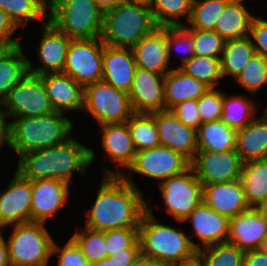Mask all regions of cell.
Returning a JSON list of instances; mask_svg holds the SVG:
<instances>
[{
  "instance_id": "34",
  "label": "cell",
  "mask_w": 267,
  "mask_h": 266,
  "mask_svg": "<svg viewBox=\"0 0 267 266\" xmlns=\"http://www.w3.org/2000/svg\"><path fill=\"white\" fill-rule=\"evenodd\" d=\"M254 54L249 36L225 41L220 58L223 81L230 76L234 80Z\"/></svg>"
},
{
  "instance_id": "62",
  "label": "cell",
  "mask_w": 267,
  "mask_h": 266,
  "mask_svg": "<svg viewBox=\"0 0 267 266\" xmlns=\"http://www.w3.org/2000/svg\"><path fill=\"white\" fill-rule=\"evenodd\" d=\"M9 46L3 42H0V55L8 48Z\"/></svg>"
},
{
  "instance_id": "10",
  "label": "cell",
  "mask_w": 267,
  "mask_h": 266,
  "mask_svg": "<svg viewBox=\"0 0 267 266\" xmlns=\"http://www.w3.org/2000/svg\"><path fill=\"white\" fill-rule=\"evenodd\" d=\"M158 184L165 212L179 223L203 201V186L191 166Z\"/></svg>"
},
{
  "instance_id": "3",
  "label": "cell",
  "mask_w": 267,
  "mask_h": 266,
  "mask_svg": "<svg viewBox=\"0 0 267 266\" xmlns=\"http://www.w3.org/2000/svg\"><path fill=\"white\" fill-rule=\"evenodd\" d=\"M147 202L139 225L141 257L164 266L184 264L197 258L189 234L176 226L162 223ZM160 221V222H159Z\"/></svg>"
},
{
  "instance_id": "56",
  "label": "cell",
  "mask_w": 267,
  "mask_h": 266,
  "mask_svg": "<svg viewBox=\"0 0 267 266\" xmlns=\"http://www.w3.org/2000/svg\"><path fill=\"white\" fill-rule=\"evenodd\" d=\"M154 0H125V2H129L136 5H142L148 8H151Z\"/></svg>"
},
{
  "instance_id": "7",
  "label": "cell",
  "mask_w": 267,
  "mask_h": 266,
  "mask_svg": "<svg viewBox=\"0 0 267 266\" xmlns=\"http://www.w3.org/2000/svg\"><path fill=\"white\" fill-rule=\"evenodd\" d=\"M9 227L12 231L8 236L4 234V238L8 246L10 266L49 265L55 239L46 223L28 222Z\"/></svg>"
},
{
  "instance_id": "42",
  "label": "cell",
  "mask_w": 267,
  "mask_h": 266,
  "mask_svg": "<svg viewBox=\"0 0 267 266\" xmlns=\"http://www.w3.org/2000/svg\"><path fill=\"white\" fill-rule=\"evenodd\" d=\"M167 51L169 62L173 60V53L181 54L180 65L174 68H180L194 55L192 35L184 26H167Z\"/></svg>"
},
{
  "instance_id": "43",
  "label": "cell",
  "mask_w": 267,
  "mask_h": 266,
  "mask_svg": "<svg viewBox=\"0 0 267 266\" xmlns=\"http://www.w3.org/2000/svg\"><path fill=\"white\" fill-rule=\"evenodd\" d=\"M187 30L194 42V55L221 57L225 40L215 30Z\"/></svg>"
},
{
  "instance_id": "28",
  "label": "cell",
  "mask_w": 267,
  "mask_h": 266,
  "mask_svg": "<svg viewBox=\"0 0 267 266\" xmlns=\"http://www.w3.org/2000/svg\"><path fill=\"white\" fill-rule=\"evenodd\" d=\"M248 9L244 0H231L217 18L214 30L225 41L248 36L256 16Z\"/></svg>"
},
{
  "instance_id": "23",
  "label": "cell",
  "mask_w": 267,
  "mask_h": 266,
  "mask_svg": "<svg viewBox=\"0 0 267 266\" xmlns=\"http://www.w3.org/2000/svg\"><path fill=\"white\" fill-rule=\"evenodd\" d=\"M202 200L211 209L229 219L250 209L241 179L203 185Z\"/></svg>"
},
{
  "instance_id": "45",
  "label": "cell",
  "mask_w": 267,
  "mask_h": 266,
  "mask_svg": "<svg viewBox=\"0 0 267 266\" xmlns=\"http://www.w3.org/2000/svg\"><path fill=\"white\" fill-rule=\"evenodd\" d=\"M223 97L224 91L219 88H209L198 99V112L202 123L221 120Z\"/></svg>"
},
{
  "instance_id": "46",
  "label": "cell",
  "mask_w": 267,
  "mask_h": 266,
  "mask_svg": "<svg viewBox=\"0 0 267 266\" xmlns=\"http://www.w3.org/2000/svg\"><path fill=\"white\" fill-rule=\"evenodd\" d=\"M55 254L56 257H58L56 262L57 266H91L71 237L67 239V242H65L63 246L59 245L54 240L51 257H55Z\"/></svg>"
},
{
  "instance_id": "24",
  "label": "cell",
  "mask_w": 267,
  "mask_h": 266,
  "mask_svg": "<svg viewBox=\"0 0 267 266\" xmlns=\"http://www.w3.org/2000/svg\"><path fill=\"white\" fill-rule=\"evenodd\" d=\"M46 93L53 109L68 114L83 110L84 88L64 73L42 75Z\"/></svg>"
},
{
  "instance_id": "57",
  "label": "cell",
  "mask_w": 267,
  "mask_h": 266,
  "mask_svg": "<svg viewBox=\"0 0 267 266\" xmlns=\"http://www.w3.org/2000/svg\"><path fill=\"white\" fill-rule=\"evenodd\" d=\"M91 266H117L109 257L93 263Z\"/></svg>"
},
{
  "instance_id": "63",
  "label": "cell",
  "mask_w": 267,
  "mask_h": 266,
  "mask_svg": "<svg viewBox=\"0 0 267 266\" xmlns=\"http://www.w3.org/2000/svg\"><path fill=\"white\" fill-rule=\"evenodd\" d=\"M261 116L267 121V105L264 106Z\"/></svg>"
},
{
  "instance_id": "35",
  "label": "cell",
  "mask_w": 267,
  "mask_h": 266,
  "mask_svg": "<svg viewBox=\"0 0 267 266\" xmlns=\"http://www.w3.org/2000/svg\"><path fill=\"white\" fill-rule=\"evenodd\" d=\"M192 1L193 0H154L150 9L157 26L186 25L191 16ZM181 19H186V22H182Z\"/></svg>"
},
{
  "instance_id": "40",
  "label": "cell",
  "mask_w": 267,
  "mask_h": 266,
  "mask_svg": "<svg viewBox=\"0 0 267 266\" xmlns=\"http://www.w3.org/2000/svg\"><path fill=\"white\" fill-rule=\"evenodd\" d=\"M71 235V238L91 265L108 257L105 231L93 230L83 226L80 229L76 227V230Z\"/></svg>"
},
{
  "instance_id": "5",
  "label": "cell",
  "mask_w": 267,
  "mask_h": 266,
  "mask_svg": "<svg viewBox=\"0 0 267 266\" xmlns=\"http://www.w3.org/2000/svg\"><path fill=\"white\" fill-rule=\"evenodd\" d=\"M157 27L150 8L124 1L104 12L101 40L106 46L132 49Z\"/></svg>"
},
{
  "instance_id": "50",
  "label": "cell",
  "mask_w": 267,
  "mask_h": 266,
  "mask_svg": "<svg viewBox=\"0 0 267 266\" xmlns=\"http://www.w3.org/2000/svg\"><path fill=\"white\" fill-rule=\"evenodd\" d=\"M141 256L140 248L124 249L108 256L117 266H132Z\"/></svg>"
},
{
  "instance_id": "12",
  "label": "cell",
  "mask_w": 267,
  "mask_h": 266,
  "mask_svg": "<svg viewBox=\"0 0 267 266\" xmlns=\"http://www.w3.org/2000/svg\"><path fill=\"white\" fill-rule=\"evenodd\" d=\"M101 38L71 39L62 73L72 77L83 88L103 79Z\"/></svg>"
},
{
  "instance_id": "32",
  "label": "cell",
  "mask_w": 267,
  "mask_h": 266,
  "mask_svg": "<svg viewBox=\"0 0 267 266\" xmlns=\"http://www.w3.org/2000/svg\"><path fill=\"white\" fill-rule=\"evenodd\" d=\"M0 9L18 29L29 25V21H48V0H0Z\"/></svg>"
},
{
  "instance_id": "22",
  "label": "cell",
  "mask_w": 267,
  "mask_h": 266,
  "mask_svg": "<svg viewBox=\"0 0 267 266\" xmlns=\"http://www.w3.org/2000/svg\"><path fill=\"white\" fill-rule=\"evenodd\" d=\"M132 51L138 68L161 75H166L173 69L168 59L167 26L157 27L151 34L140 39Z\"/></svg>"
},
{
  "instance_id": "51",
  "label": "cell",
  "mask_w": 267,
  "mask_h": 266,
  "mask_svg": "<svg viewBox=\"0 0 267 266\" xmlns=\"http://www.w3.org/2000/svg\"><path fill=\"white\" fill-rule=\"evenodd\" d=\"M244 266H267V253L260 249L246 251Z\"/></svg>"
},
{
  "instance_id": "58",
  "label": "cell",
  "mask_w": 267,
  "mask_h": 266,
  "mask_svg": "<svg viewBox=\"0 0 267 266\" xmlns=\"http://www.w3.org/2000/svg\"><path fill=\"white\" fill-rule=\"evenodd\" d=\"M260 213L267 218V199L257 207Z\"/></svg>"
},
{
  "instance_id": "41",
  "label": "cell",
  "mask_w": 267,
  "mask_h": 266,
  "mask_svg": "<svg viewBox=\"0 0 267 266\" xmlns=\"http://www.w3.org/2000/svg\"><path fill=\"white\" fill-rule=\"evenodd\" d=\"M252 97L267 85V58L254 54L234 79ZM267 88V86H266Z\"/></svg>"
},
{
  "instance_id": "8",
  "label": "cell",
  "mask_w": 267,
  "mask_h": 266,
  "mask_svg": "<svg viewBox=\"0 0 267 266\" xmlns=\"http://www.w3.org/2000/svg\"><path fill=\"white\" fill-rule=\"evenodd\" d=\"M82 112L98 125L123 123L134 114L128 93L103 81L84 87Z\"/></svg>"
},
{
  "instance_id": "36",
  "label": "cell",
  "mask_w": 267,
  "mask_h": 266,
  "mask_svg": "<svg viewBox=\"0 0 267 266\" xmlns=\"http://www.w3.org/2000/svg\"><path fill=\"white\" fill-rule=\"evenodd\" d=\"M220 58L193 55L179 69L209 88H219L223 80Z\"/></svg>"
},
{
  "instance_id": "18",
  "label": "cell",
  "mask_w": 267,
  "mask_h": 266,
  "mask_svg": "<svg viewBox=\"0 0 267 266\" xmlns=\"http://www.w3.org/2000/svg\"><path fill=\"white\" fill-rule=\"evenodd\" d=\"M71 185L57 179H41L32 181L31 222L47 223L51 216H56L69 203ZM71 192V194H70Z\"/></svg>"
},
{
  "instance_id": "29",
  "label": "cell",
  "mask_w": 267,
  "mask_h": 266,
  "mask_svg": "<svg viewBox=\"0 0 267 266\" xmlns=\"http://www.w3.org/2000/svg\"><path fill=\"white\" fill-rule=\"evenodd\" d=\"M28 58L22 44L8 47L0 55V101L29 73Z\"/></svg>"
},
{
  "instance_id": "61",
  "label": "cell",
  "mask_w": 267,
  "mask_h": 266,
  "mask_svg": "<svg viewBox=\"0 0 267 266\" xmlns=\"http://www.w3.org/2000/svg\"><path fill=\"white\" fill-rule=\"evenodd\" d=\"M259 249L265 253H267V235L265 236L264 240L262 241Z\"/></svg>"
},
{
  "instance_id": "55",
  "label": "cell",
  "mask_w": 267,
  "mask_h": 266,
  "mask_svg": "<svg viewBox=\"0 0 267 266\" xmlns=\"http://www.w3.org/2000/svg\"><path fill=\"white\" fill-rule=\"evenodd\" d=\"M132 266H164L158 261L141 257Z\"/></svg>"
},
{
  "instance_id": "33",
  "label": "cell",
  "mask_w": 267,
  "mask_h": 266,
  "mask_svg": "<svg viewBox=\"0 0 267 266\" xmlns=\"http://www.w3.org/2000/svg\"><path fill=\"white\" fill-rule=\"evenodd\" d=\"M241 180L250 208H257L267 199V159L243 163Z\"/></svg>"
},
{
  "instance_id": "21",
  "label": "cell",
  "mask_w": 267,
  "mask_h": 266,
  "mask_svg": "<svg viewBox=\"0 0 267 266\" xmlns=\"http://www.w3.org/2000/svg\"><path fill=\"white\" fill-rule=\"evenodd\" d=\"M267 235V218L257 208H250L229 219L227 242L246 252L259 249Z\"/></svg>"
},
{
  "instance_id": "47",
  "label": "cell",
  "mask_w": 267,
  "mask_h": 266,
  "mask_svg": "<svg viewBox=\"0 0 267 266\" xmlns=\"http://www.w3.org/2000/svg\"><path fill=\"white\" fill-rule=\"evenodd\" d=\"M172 113L186 126L198 130L202 124L198 112V100L191 99L180 102L173 106Z\"/></svg>"
},
{
  "instance_id": "60",
  "label": "cell",
  "mask_w": 267,
  "mask_h": 266,
  "mask_svg": "<svg viewBox=\"0 0 267 266\" xmlns=\"http://www.w3.org/2000/svg\"><path fill=\"white\" fill-rule=\"evenodd\" d=\"M0 120H9L7 114L3 110V103L0 101Z\"/></svg>"
},
{
  "instance_id": "31",
  "label": "cell",
  "mask_w": 267,
  "mask_h": 266,
  "mask_svg": "<svg viewBox=\"0 0 267 266\" xmlns=\"http://www.w3.org/2000/svg\"><path fill=\"white\" fill-rule=\"evenodd\" d=\"M229 95L224 93L221 120L233 129L244 128L261 113V102L256 100L257 104L254 99H251V96H242L238 93Z\"/></svg>"
},
{
  "instance_id": "9",
  "label": "cell",
  "mask_w": 267,
  "mask_h": 266,
  "mask_svg": "<svg viewBox=\"0 0 267 266\" xmlns=\"http://www.w3.org/2000/svg\"><path fill=\"white\" fill-rule=\"evenodd\" d=\"M190 163L182 154L166 146L159 145L138 151L132 164L121 177L140 189L134 182V172L137 176L141 175L145 178L148 177V179H155L161 183L163 180L186 171L190 167Z\"/></svg>"
},
{
  "instance_id": "30",
  "label": "cell",
  "mask_w": 267,
  "mask_h": 266,
  "mask_svg": "<svg viewBox=\"0 0 267 266\" xmlns=\"http://www.w3.org/2000/svg\"><path fill=\"white\" fill-rule=\"evenodd\" d=\"M237 130L222 120L204 122L197 130L198 151L224 152L236 149Z\"/></svg>"
},
{
  "instance_id": "48",
  "label": "cell",
  "mask_w": 267,
  "mask_h": 266,
  "mask_svg": "<svg viewBox=\"0 0 267 266\" xmlns=\"http://www.w3.org/2000/svg\"><path fill=\"white\" fill-rule=\"evenodd\" d=\"M256 54L267 58V20L260 15L255 16L248 35Z\"/></svg>"
},
{
  "instance_id": "4",
  "label": "cell",
  "mask_w": 267,
  "mask_h": 266,
  "mask_svg": "<svg viewBox=\"0 0 267 266\" xmlns=\"http://www.w3.org/2000/svg\"><path fill=\"white\" fill-rule=\"evenodd\" d=\"M73 129V122L58 111L36 117L12 118L8 147L19 158L24 153L64 143L72 136Z\"/></svg>"
},
{
  "instance_id": "1",
  "label": "cell",
  "mask_w": 267,
  "mask_h": 266,
  "mask_svg": "<svg viewBox=\"0 0 267 266\" xmlns=\"http://www.w3.org/2000/svg\"><path fill=\"white\" fill-rule=\"evenodd\" d=\"M94 202L85 211L84 226L99 231L139 228L147 210L145 192L121 176H102Z\"/></svg>"
},
{
  "instance_id": "53",
  "label": "cell",
  "mask_w": 267,
  "mask_h": 266,
  "mask_svg": "<svg viewBox=\"0 0 267 266\" xmlns=\"http://www.w3.org/2000/svg\"><path fill=\"white\" fill-rule=\"evenodd\" d=\"M10 120H0V148L9 144Z\"/></svg>"
},
{
  "instance_id": "44",
  "label": "cell",
  "mask_w": 267,
  "mask_h": 266,
  "mask_svg": "<svg viewBox=\"0 0 267 266\" xmlns=\"http://www.w3.org/2000/svg\"><path fill=\"white\" fill-rule=\"evenodd\" d=\"M107 256L124 252L128 248H140L139 228H121L105 231Z\"/></svg>"
},
{
  "instance_id": "25",
  "label": "cell",
  "mask_w": 267,
  "mask_h": 266,
  "mask_svg": "<svg viewBox=\"0 0 267 266\" xmlns=\"http://www.w3.org/2000/svg\"><path fill=\"white\" fill-rule=\"evenodd\" d=\"M102 81L116 89L129 92L137 68L132 49L104 45Z\"/></svg>"
},
{
  "instance_id": "49",
  "label": "cell",
  "mask_w": 267,
  "mask_h": 266,
  "mask_svg": "<svg viewBox=\"0 0 267 266\" xmlns=\"http://www.w3.org/2000/svg\"><path fill=\"white\" fill-rule=\"evenodd\" d=\"M15 33H19L18 28L9 19L8 15L0 9V42L7 44L9 47L21 44L22 34L20 33L14 37Z\"/></svg>"
},
{
  "instance_id": "6",
  "label": "cell",
  "mask_w": 267,
  "mask_h": 266,
  "mask_svg": "<svg viewBox=\"0 0 267 266\" xmlns=\"http://www.w3.org/2000/svg\"><path fill=\"white\" fill-rule=\"evenodd\" d=\"M48 21L71 39L101 38L104 12L94 0H49Z\"/></svg>"
},
{
  "instance_id": "20",
  "label": "cell",
  "mask_w": 267,
  "mask_h": 266,
  "mask_svg": "<svg viewBox=\"0 0 267 266\" xmlns=\"http://www.w3.org/2000/svg\"><path fill=\"white\" fill-rule=\"evenodd\" d=\"M165 75L136 68L133 83L128 92L134 113H154L165 110Z\"/></svg>"
},
{
  "instance_id": "59",
  "label": "cell",
  "mask_w": 267,
  "mask_h": 266,
  "mask_svg": "<svg viewBox=\"0 0 267 266\" xmlns=\"http://www.w3.org/2000/svg\"><path fill=\"white\" fill-rule=\"evenodd\" d=\"M171 266H201L200 261L196 258L190 262L184 263V264H177V265H171Z\"/></svg>"
},
{
  "instance_id": "11",
  "label": "cell",
  "mask_w": 267,
  "mask_h": 266,
  "mask_svg": "<svg viewBox=\"0 0 267 266\" xmlns=\"http://www.w3.org/2000/svg\"><path fill=\"white\" fill-rule=\"evenodd\" d=\"M2 103L9 120L42 116L55 111L46 93L42 75L30 72L13 86Z\"/></svg>"
},
{
  "instance_id": "52",
  "label": "cell",
  "mask_w": 267,
  "mask_h": 266,
  "mask_svg": "<svg viewBox=\"0 0 267 266\" xmlns=\"http://www.w3.org/2000/svg\"><path fill=\"white\" fill-rule=\"evenodd\" d=\"M5 231H0V266H10L8 246L4 238Z\"/></svg>"
},
{
  "instance_id": "14",
  "label": "cell",
  "mask_w": 267,
  "mask_h": 266,
  "mask_svg": "<svg viewBox=\"0 0 267 266\" xmlns=\"http://www.w3.org/2000/svg\"><path fill=\"white\" fill-rule=\"evenodd\" d=\"M101 148L115 168L102 166V176H121L132 164L137 153L127 122L99 125ZM117 167V168H116Z\"/></svg>"
},
{
  "instance_id": "39",
  "label": "cell",
  "mask_w": 267,
  "mask_h": 266,
  "mask_svg": "<svg viewBox=\"0 0 267 266\" xmlns=\"http://www.w3.org/2000/svg\"><path fill=\"white\" fill-rule=\"evenodd\" d=\"M245 252L228 242L219 243L197 252L201 266H244Z\"/></svg>"
},
{
  "instance_id": "2",
  "label": "cell",
  "mask_w": 267,
  "mask_h": 266,
  "mask_svg": "<svg viewBox=\"0 0 267 266\" xmlns=\"http://www.w3.org/2000/svg\"><path fill=\"white\" fill-rule=\"evenodd\" d=\"M96 155L93 148L71 136L57 146L22 154L15 170L30 181L57 179L70 185L74 173L81 176L88 173Z\"/></svg>"
},
{
  "instance_id": "16",
  "label": "cell",
  "mask_w": 267,
  "mask_h": 266,
  "mask_svg": "<svg viewBox=\"0 0 267 266\" xmlns=\"http://www.w3.org/2000/svg\"><path fill=\"white\" fill-rule=\"evenodd\" d=\"M40 34L35 54L41 65H36L28 58L29 72L36 75L62 73L71 38L56 29L49 21L43 24Z\"/></svg>"
},
{
  "instance_id": "15",
  "label": "cell",
  "mask_w": 267,
  "mask_h": 266,
  "mask_svg": "<svg viewBox=\"0 0 267 266\" xmlns=\"http://www.w3.org/2000/svg\"><path fill=\"white\" fill-rule=\"evenodd\" d=\"M7 185L0 191V231L31 222L32 181L15 170Z\"/></svg>"
},
{
  "instance_id": "19",
  "label": "cell",
  "mask_w": 267,
  "mask_h": 266,
  "mask_svg": "<svg viewBox=\"0 0 267 266\" xmlns=\"http://www.w3.org/2000/svg\"><path fill=\"white\" fill-rule=\"evenodd\" d=\"M150 114L155 119L160 145L182 154L191 162L198 152L197 130L183 124L171 110Z\"/></svg>"
},
{
  "instance_id": "26",
  "label": "cell",
  "mask_w": 267,
  "mask_h": 266,
  "mask_svg": "<svg viewBox=\"0 0 267 266\" xmlns=\"http://www.w3.org/2000/svg\"><path fill=\"white\" fill-rule=\"evenodd\" d=\"M235 150L243 163L267 159V121L261 115L237 130Z\"/></svg>"
},
{
  "instance_id": "27",
  "label": "cell",
  "mask_w": 267,
  "mask_h": 266,
  "mask_svg": "<svg viewBox=\"0 0 267 266\" xmlns=\"http://www.w3.org/2000/svg\"><path fill=\"white\" fill-rule=\"evenodd\" d=\"M208 89L209 87L203 82L186 75L179 68H173L165 75V110H170L176 104L186 100H198Z\"/></svg>"
},
{
  "instance_id": "13",
  "label": "cell",
  "mask_w": 267,
  "mask_h": 266,
  "mask_svg": "<svg viewBox=\"0 0 267 266\" xmlns=\"http://www.w3.org/2000/svg\"><path fill=\"white\" fill-rule=\"evenodd\" d=\"M190 166L203 186L241 179L243 162L236 150L198 151Z\"/></svg>"
},
{
  "instance_id": "54",
  "label": "cell",
  "mask_w": 267,
  "mask_h": 266,
  "mask_svg": "<svg viewBox=\"0 0 267 266\" xmlns=\"http://www.w3.org/2000/svg\"><path fill=\"white\" fill-rule=\"evenodd\" d=\"M124 1L125 0H94L103 12L113 9Z\"/></svg>"
},
{
  "instance_id": "37",
  "label": "cell",
  "mask_w": 267,
  "mask_h": 266,
  "mask_svg": "<svg viewBox=\"0 0 267 266\" xmlns=\"http://www.w3.org/2000/svg\"><path fill=\"white\" fill-rule=\"evenodd\" d=\"M126 122L137 152L160 145L155 119L151 114L134 113Z\"/></svg>"
},
{
  "instance_id": "17",
  "label": "cell",
  "mask_w": 267,
  "mask_h": 266,
  "mask_svg": "<svg viewBox=\"0 0 267 266\" xmlns=\"http://www.w3.org/2000/svg\"><path fill=\"white\" fill-rule=\"evenodd\" d=\"M188 220V221H187ZM192 225L188 231L193 247L199 251L203 248L227 242L229 234V218L220 215L203 201L187 216L183 222ZM191 232V233H190ZM197 237L196 241L193 238ZM201 243V244H200Z\"/></svg>"
},
{
  "instance_id": "38",
  "label": "cell",
  "mask_w": 267,
  "mask_h": 266,
  "mask_svg": "<svg viewBox=\"0 0 267 266\" xmlns=\"http://www.w3.org/2000/svg\"><path fill=\"white\" fill-rule=\"evenodd\" d=\"M231 0H193L186 29L214 30L217 18Z\"/></svg>"
}]
</instances>
